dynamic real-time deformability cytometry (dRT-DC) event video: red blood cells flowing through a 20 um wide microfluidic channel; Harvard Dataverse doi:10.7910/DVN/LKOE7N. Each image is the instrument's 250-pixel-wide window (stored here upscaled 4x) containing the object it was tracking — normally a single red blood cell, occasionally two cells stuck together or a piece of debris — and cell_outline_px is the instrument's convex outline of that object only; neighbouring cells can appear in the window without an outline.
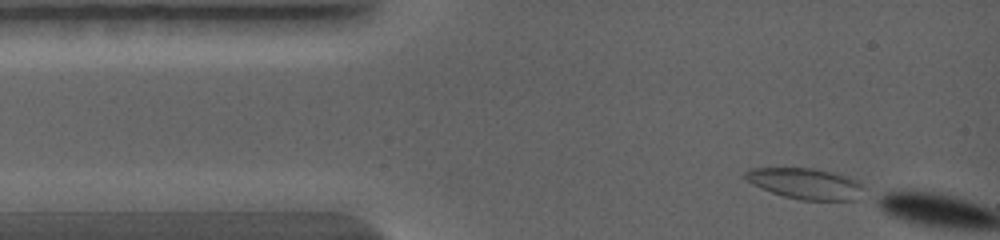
{"species": "common noctule bat (a hibernating species)", "species_latin": "Nyctalus noctula", "temperature_condition": "warm", "stored_images_in_passage": 4, "camera_frame_rate_fps": 5000, "um_per_image_px": 0.085, "animal": {"sex": "female", "body_mass_g": 19.0, "forearm_length_mm": 56.7}, "frame": {"image": 1, "passage_image": 1, "time_ms": 0.0, "image_size_px": [1000, 240], "cell_outline_px": [[864, 188], [856, 200], [800, 200], [784, 196], [772, 192], [752, 184], [744, 176], [744, 172], [752, 168], [816, 168], [848, 176], [856, 180]], "centroid_in_image_um": [68.47, 15.6], "position_along_channel_um": 16.5, "area_um2": 21.21}}